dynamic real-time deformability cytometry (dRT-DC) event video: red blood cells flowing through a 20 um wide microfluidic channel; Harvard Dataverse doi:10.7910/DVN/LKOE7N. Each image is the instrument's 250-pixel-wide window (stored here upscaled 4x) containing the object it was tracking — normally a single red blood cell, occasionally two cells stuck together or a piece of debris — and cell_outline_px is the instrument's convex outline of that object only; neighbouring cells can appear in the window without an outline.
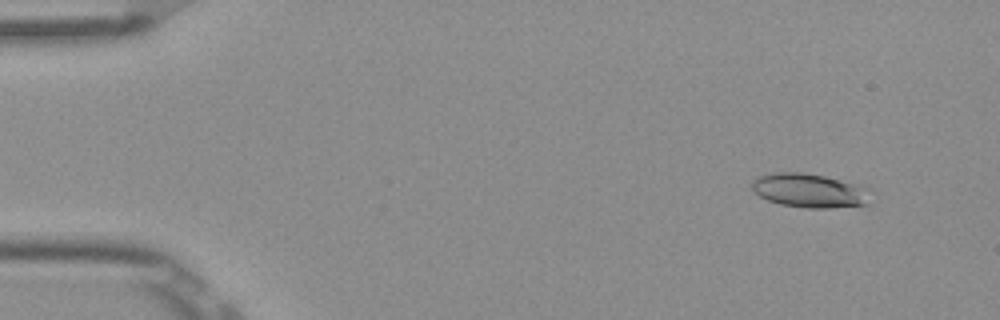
{"species": "Egyptian fruit bat (a non-hibernating species)", "species_latin": "Rousettus aegyptiacus", "temperature_condition": "room temperature", "stored_images_in_passage": 52, "camera_frame_rate_fps": 3000, "um_per_image_px": 0.085, "frame": {"image": 1, "passage_image": 5, "time_ms": 1.333, "image_size_px": [1000, 320], "cell_outline_px": [[868, 204], [828, 208], [804, 208], [780, 204], [768, 200], [760, 196], [752, 188], [752, 180], [760, 176], [776, 172], [800, 172], [824, 176], [860, 188]], "centroid_in_image_um": [68.61, 16.21], "position_along_channel_um": 16.4, "area_um2": 22.31}}
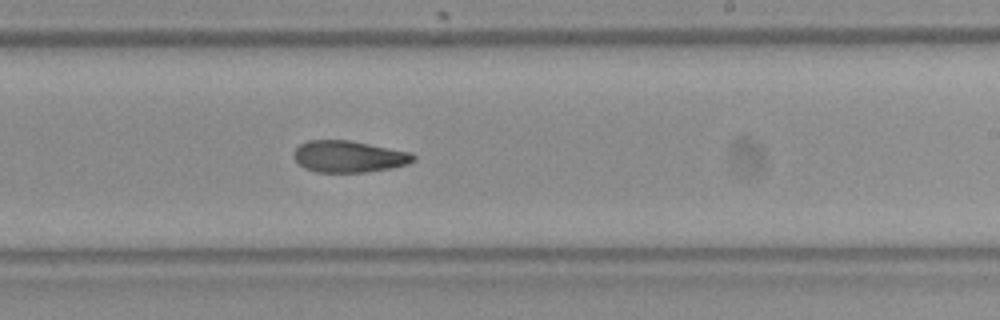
{"frame": {"image": 2, "passage_image": 32, "time_ms": 10.333, "image_size_px": [1000, 320], "cell_outline_px": [[416, 160], [408, 164], [392, 168], [364, 172], [316, 172], [304, 168], [292, 156], [292, 152], [300, 144], [308, 140], [348, 140], [412, 152], [416, 156]], "centroid_in_image_um": [29.66, 13.3], "position_along_channel_um": 259.3, "area_um2": 22.2}}
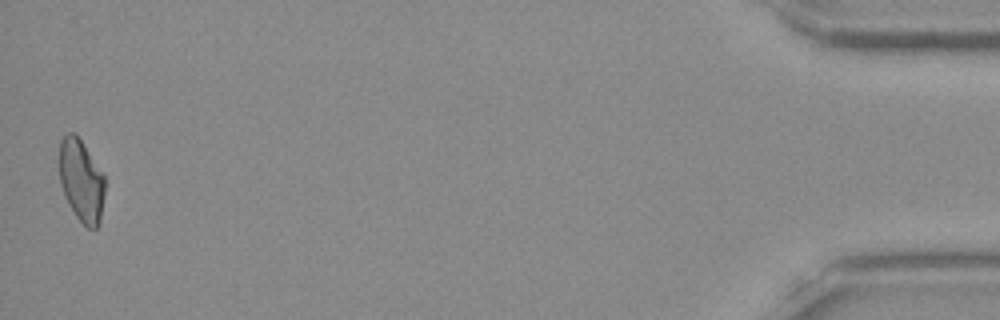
{"frame": {"image": 3, "passage_image": 52, "time_ms": 17.0, "image_size_px": [1000, 320], "cell_outline_px": [[104, 196], [100, 224], [96, 228], [88, 228], [76, 216], [68, 204], [64, 196], [60, 184], [60, 140], [68, 132], [72, 132], [80, 140], [104, 176]], "centroid_in_image_um": [6.9, 15.4], "position_along_channel_um": 428.3, "area_um2": 21.5}, "authors_computed_cell_mechanics": {"area_um2": 22.4264, "velocity_mm_per_s": 3.9006, "shape_relaxation_time_tau1_ms": null, "shape_relaxation_time_tau2_ms": 9.5912, "deformation_change_tau1": null, "deformation_change_tau2": 0.1794}}